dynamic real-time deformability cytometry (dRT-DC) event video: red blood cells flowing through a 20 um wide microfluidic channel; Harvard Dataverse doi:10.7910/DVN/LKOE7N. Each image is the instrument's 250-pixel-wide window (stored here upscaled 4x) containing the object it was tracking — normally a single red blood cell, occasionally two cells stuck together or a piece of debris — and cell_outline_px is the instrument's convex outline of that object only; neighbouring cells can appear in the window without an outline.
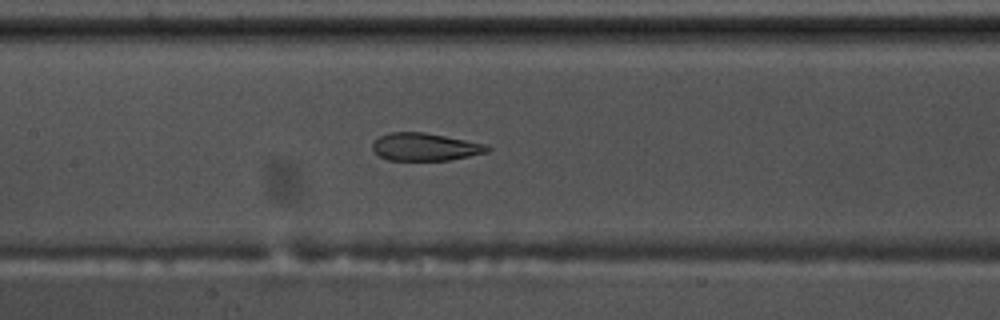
{"species": "common noctule bat (a hibernating species)", "species_latin": "Nyctalus noctula", "temperature_condition": "warm", "stored_images_in_passage": 43, "camera_frame_rate_fps": 3000, "um_per_image_px": 0.085, "animal": {"sex": "male", "body_mass_g": 17.5, "forearm_length_mm": 52.3}, "frame": {"image": 1, "passage_image": 23, "time_ms": 7.333, "image_size_px": [1000, 320], "cell_outline_px": [[492, 148], [488, 152], [448, 160], [388, 160], [380, 156], [372, 148], [372, 140], [380, 136], [392, 132], [424, 132], [484, 144]], "centroid_in_image_um": [36.09, 12.48], "position_along_channel_um": 171.3, "area_um2": 18.32}}
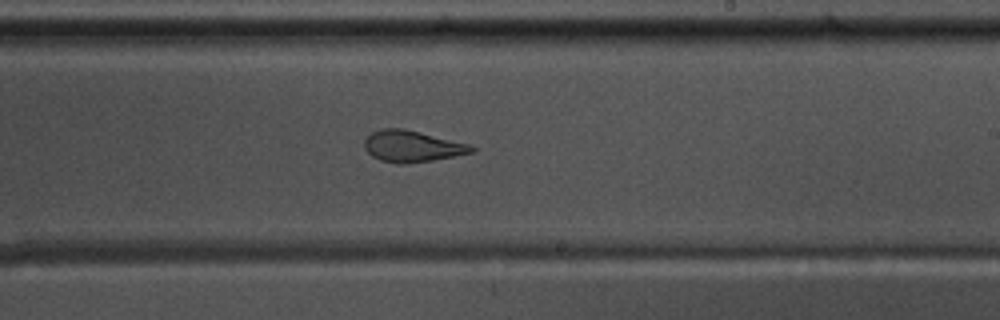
{"frame": {"image": 2, "passage_image": 30, "time_ms": 9.667, "image_size_px": [1000, 320], "cell_outline_px": [[476, 148], [472, 152], [432, 160], [408, 164], [400, 164], [380, 160], [372, 156], [364, 148], [364, 140], [372, 132], [380, 128], [404, 128], [468, 144]], "centroid_in_image_um": [34.97, 12.43], "position_along_channel_um": 254.0, "area_um2": 19.42}}
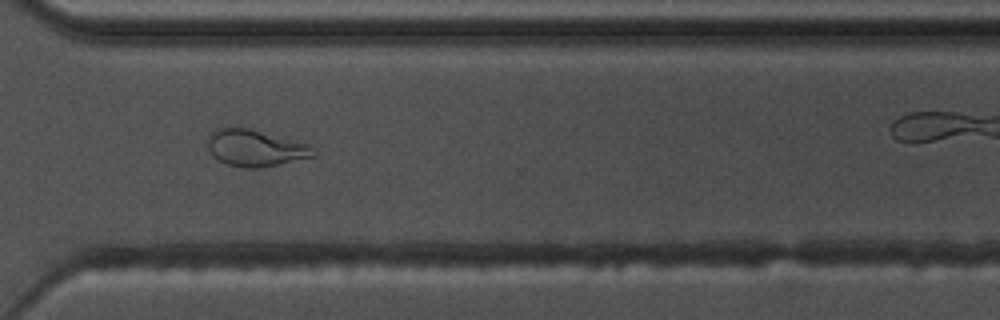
{"frame": {"image": 3, "passage_image": 38, "time_ms": 12.333, "image_size_px": [1000, 320], "cell_outline_px": [[316, 156], [260, 168], [244, 168], [228, 164], [212, 156], [208, 148], [208, 136], [216, 128], [248, 128], [308, 144], [316, 152]], "centroid_in_image_um": [21.69, 12.59], "position_along_channel_um": 348.9, "area_um2": 22.31}}